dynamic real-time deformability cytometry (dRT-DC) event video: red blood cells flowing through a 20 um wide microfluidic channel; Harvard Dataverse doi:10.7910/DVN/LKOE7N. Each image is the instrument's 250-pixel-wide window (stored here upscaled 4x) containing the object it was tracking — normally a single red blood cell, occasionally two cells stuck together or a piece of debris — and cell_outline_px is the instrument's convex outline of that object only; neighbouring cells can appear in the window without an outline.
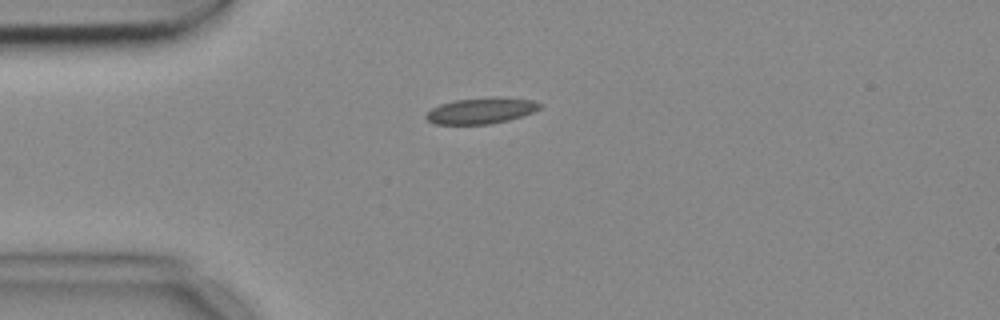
{"species": "common noctule bat (a hibernating species)", "species_latin": "Nyctalus noctula", "temperature_condition": "cold", "stored_images_in_passage": 8, "camera_frame_rate_fps": 3000, "um_per_image_px": 0.085, "animal": {"sex": "female", "body_mass_g": 18.4}, "frame": {"image": 1, "passage_image": 1, "time_ms": 0.0, "image_size_px": [1000, 320], "cell_outline_px": [[544, 104], [540, 108], [532, 112], [508, 120], [488, 124], [436, 124], [428, 120], [424, 116], [432, 108], [440, 104], [456, 100], [496, 96], [500, 96], [532, 100]], "centroid_in_image_um": [40.92, 9.39], "position_along_channel_um": 44.1, "area_um2": 17.22}}
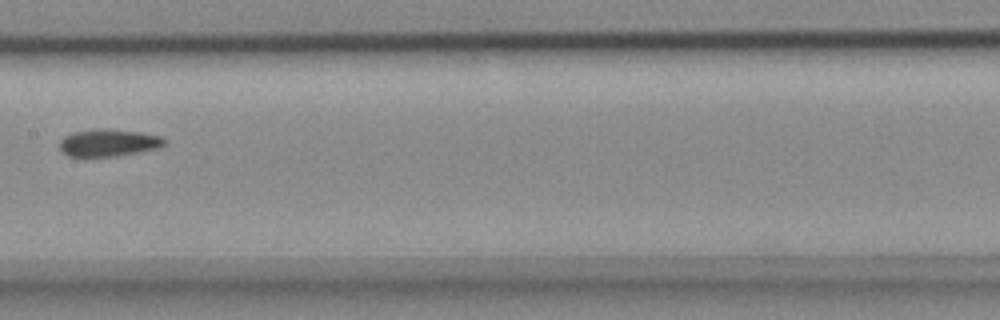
{"frame": {"image": 2, "passage_image": 5, "time_ms": 1.333, "image_size_px": [1000, 320], "cell_outline_px": [[168, 140], [160, 148], [112, 156], [68, 156], [60, 152], [60, 140], [64, 136], [72, 132], [96, 128], [108, 128], [140, 132], [160, 136]], "centroid_in_image_um": [9.2, 12.11], "position_along_channel_um": 198.2, "area_um2": 16.76}}
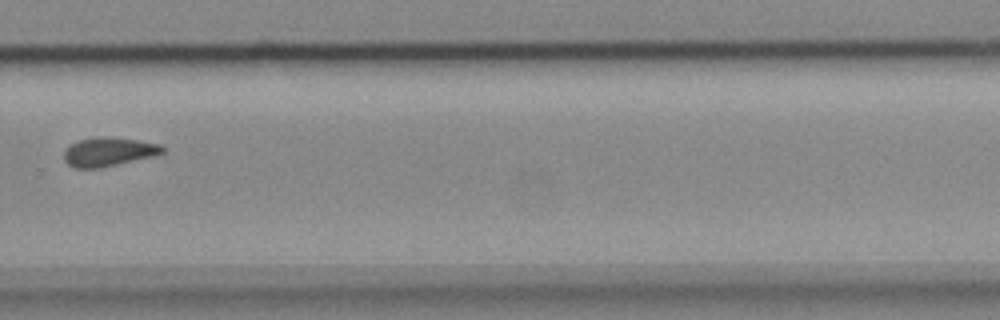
{"frame": {"image": 3, "passage_image": 8, "time_ms": 2.333, "image_size_px": [1000, 320], "cell_outline_px": [[164, 152], [156, 156], [100, 168], [72, 168], [64, 160], [64, 152], [72, 144], [80, 140], [96, 136], [104, 136], [136, 140], [160, 144], [164, 148]], "centroid_in_image_um": [9.25, 12.91], "position_along_channel_um": 320.6, "area_um2": 16.59}}